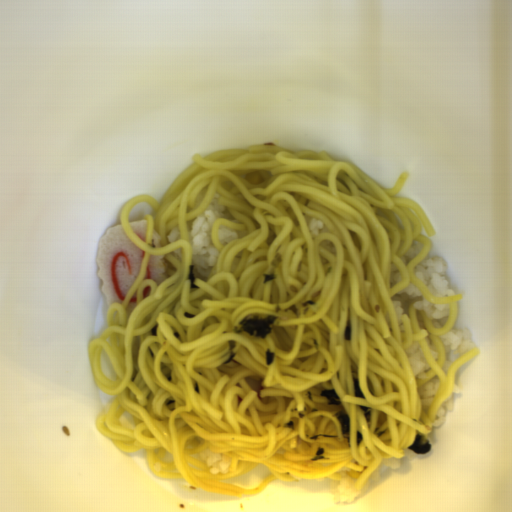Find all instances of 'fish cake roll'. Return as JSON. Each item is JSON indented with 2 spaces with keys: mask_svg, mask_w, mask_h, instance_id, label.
<instances>
[{
  "mask_svg": "<svg viewBox=\"0 0 512 512\" xmlns=\"http://www.w3.org/2000/svg\"><path fill=\"white\" fill-rule=\"evenodd\" d=\"M144 252L125 234L121 225H113L98 242V278L107 306L124 303L142 266Z\"/></svg>",
  "mask_w": 512,
  "mask_h": 512,
  "instance_id": "fish-cake-roll-1",
  "label": "fish cake roll"
},
{
  "mask_svg": "<svg viewBox=\"0 0 512 512\" xmlns=\"http://www.w3.org/2000/svg\"><path fill=\"white\" fill-rule=\"evenodd\" d=\"M163 259H165L163 254L152 255L150 256L147 264L146 276L144 279L154 281L157 284V287L166 279L164 272L168 267V263L164 262Z\"/></svg>",
  "mask_w": 512,
  "mask_h": 512,
  "instance_id": "fish-cake-roll-2",
  "label": "fish cake roll"
},
{
  "mask_svg": "<svg viewBox=\"0 0 512 512\" xmlns=\"http://www.w3.org/2000/svg\"><path fill=\"white\" fill-rule=\"evenodd\" d=\"M130 227L135 234L145 242L148 221L146 219H138L136 222H129Z\"/></svg>",
  "mask_w": 512,
  "mask_h": 512,
  "instance_id": "fish-cake-roll-3",
  "label": "fish cake roll"
},
{
  "mask_svg": "<svg viewBox=\"0 0 512 512\" xmlns=\"http://www.w3.org/2000/svg\"><path fill=\"white\" fill-rule=\"evenodd\" d=\"M153 239H154L155 247L160 248L159 242L161 240V237L156 230H153Z\"/></svg>",
  "mask_w": 512,
  "mask_h": 512,
  "instance_id": "fish-cake-roll-4",
  "label": "fish cake roll"
}]
</instances>
